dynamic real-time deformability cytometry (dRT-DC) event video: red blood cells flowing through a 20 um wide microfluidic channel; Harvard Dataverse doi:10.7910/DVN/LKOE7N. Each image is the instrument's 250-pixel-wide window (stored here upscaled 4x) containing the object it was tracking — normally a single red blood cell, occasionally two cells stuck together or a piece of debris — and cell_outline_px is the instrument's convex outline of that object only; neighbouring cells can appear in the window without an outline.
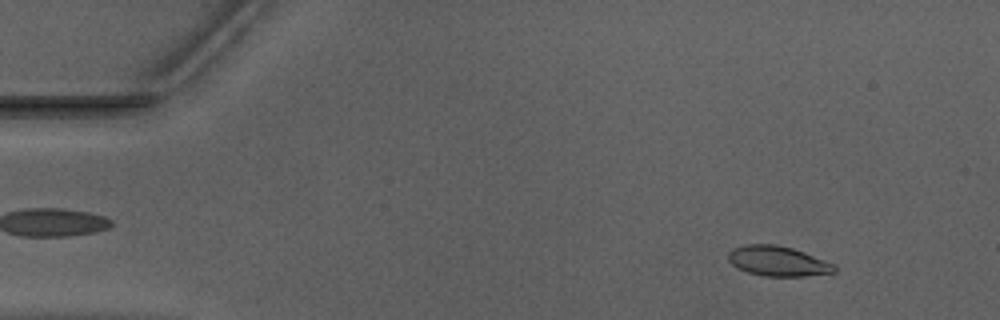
{"species": "Egyptian fruit bat (a non-hibernating species)", "species_latin": "Rousettus aegyptiacus", "temperature_condition": "warm", "stored_images_in_passage": 21, "camera_frame_rate_fps": 3000, "um_per_image_px": 0.085, "animal": {"sex": "male"}, "frame": {"image": 1, "passage_image": 5, "time_ms": 1.333, "image_size_px": [1000, 320], "cell_outline_px": [[836, 272], [804, 276], [764, 276], [748, 272], [732, 264], [728, 260], [728, 252], [732, 248], [744, 244], [776, 244], [792, 248], [804, 252], [836, 264]], "centroid_in_image_um": [66.13, 22.18], "position_along_channel_um": 18.9, "area_um2": 18.61}}
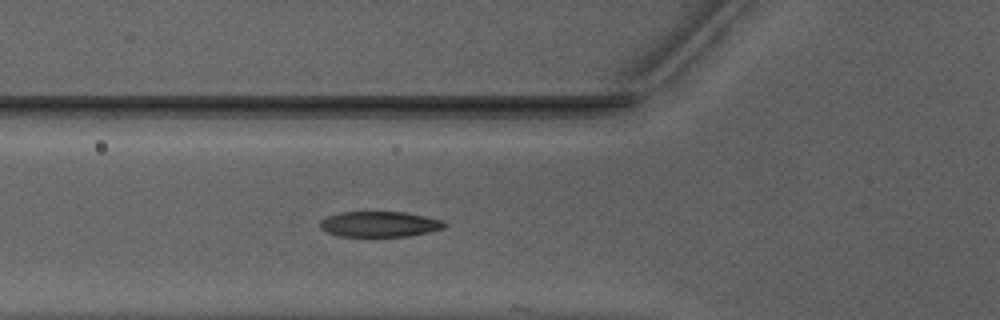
{"frame": {"image": 2, "passage_image": 18, "time_ms": 5.667, "image_size_px": [1000, 320], "cell_outline_px": [[448, 224], [444, 228], [428, 232], [408, 236], [336, 236], [320, 228], [320, 220], [328, 216], [340, 212], [404, 212], [444, 220]], "centroid_in_image_um": [32.27, 19.05], "position_along_channel_um": 93.5, "area_um2": 18.5}}
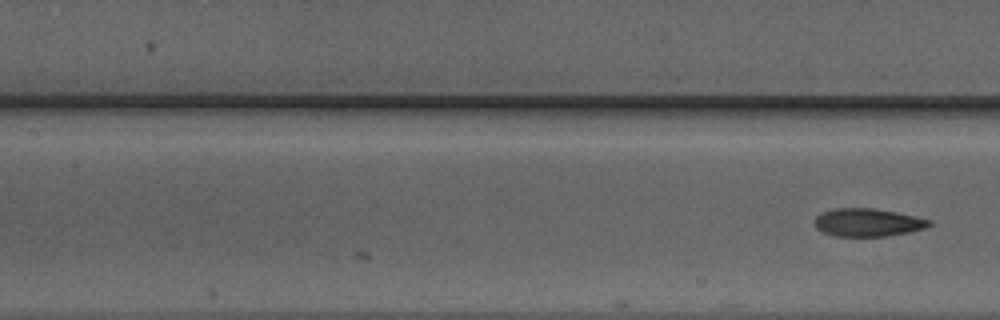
{"frame": {"image": 3, "passage_image": 21, "time_ms": 6.667, "image_size_px": [1000, 320], "cell_outline_px": [[932, 224], [924, 228], [908, 232], [888, 236], [836, 236], [824, 232], [816, 228], [816, 216], [820, 212], [836, 208], [872, 208], [896, 212], [932, 220]], "centroid_in_image_um": [73.76, 18.9], "position_along_channel_um": 133.6, "area_um2": 18.55}}